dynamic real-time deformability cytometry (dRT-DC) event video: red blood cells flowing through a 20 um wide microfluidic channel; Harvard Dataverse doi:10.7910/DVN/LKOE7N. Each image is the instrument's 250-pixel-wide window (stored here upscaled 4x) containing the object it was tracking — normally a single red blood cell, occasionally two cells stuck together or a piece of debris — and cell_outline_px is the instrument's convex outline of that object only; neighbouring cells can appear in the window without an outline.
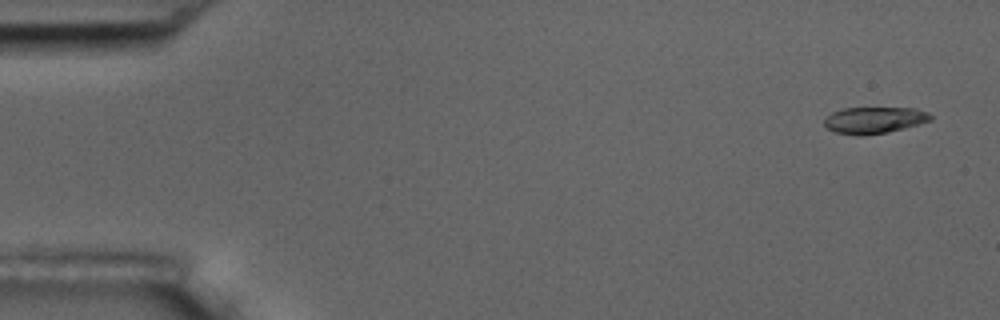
{"species": "common noctule bat (a hibernating species)", "species_latin": "Nyctalus noctula", "temperature_condition": "room temperature", "stored_images_in_passage": 5, "camera_frame_rate_fps": 3000, "um_per_image_px": 0.085, "animal": {"sex": "male", "body_mass_g": 17.5, "forearm_length_mm": 52.3}, "frame": {"image": 1, "passage_image": 1, "time_ms": 0.0, "image_size_px": [1000, 320], "cell_outline_px": [[932, 120], [920, 124], [888, 132], [864, 136], [856, 136], [836, 132], [828, 128], [824, 124], [824, 120], [832, 112], [844, 108], [916, 108], [928, 112], [932, 116]], "centroid_in_image_um": [74.34, 10.22], "position_along_channel_um": 10.7, "area_um2": 16.53}}